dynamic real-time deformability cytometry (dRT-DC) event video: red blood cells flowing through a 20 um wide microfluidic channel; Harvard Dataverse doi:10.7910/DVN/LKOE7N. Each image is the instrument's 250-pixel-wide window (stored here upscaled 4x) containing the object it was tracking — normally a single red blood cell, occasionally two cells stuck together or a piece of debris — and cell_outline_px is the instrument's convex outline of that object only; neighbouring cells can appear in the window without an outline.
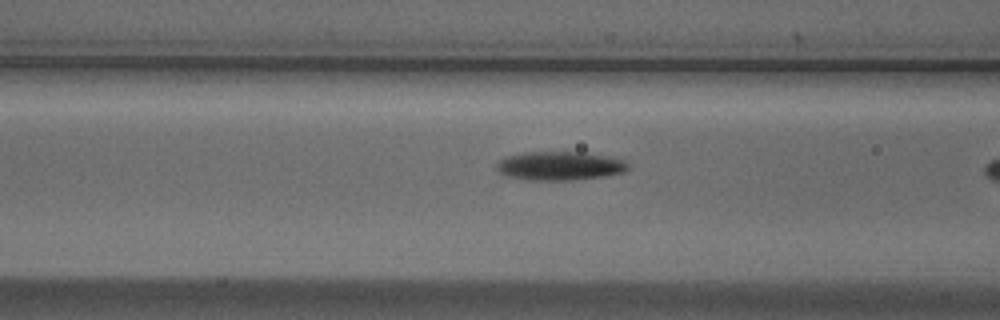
{"species": "Egyptian fruit bat (a non-hibernating species)", "species_latin": "Rousettus aegyptiacus", "temperature_condition": "cold", "stored_images_in_passage": 6, "camera_frame_rate_fps": 3000, "um_per_image_px": 0.085, "animal": {"sex": "male"}, "frame": {"image": 1, "passage_image": 5, "time_ms": 1.333, "image_size_px": [1000, 320], "cell_outline_px": [[628, 168], [624, 172], [604, 176], [576, 180], [528, 180], [508, 176], [500, 172], [496, 168], [496, 164], [500, 160], [508, 156], [524, 152], [584, 152], [608, 156], [624, 160], [628, 164]], "centroid_in_image_um": [47.6, 14.1], "position_along_channel_um": 119.0, "area_um2": 22.02}}